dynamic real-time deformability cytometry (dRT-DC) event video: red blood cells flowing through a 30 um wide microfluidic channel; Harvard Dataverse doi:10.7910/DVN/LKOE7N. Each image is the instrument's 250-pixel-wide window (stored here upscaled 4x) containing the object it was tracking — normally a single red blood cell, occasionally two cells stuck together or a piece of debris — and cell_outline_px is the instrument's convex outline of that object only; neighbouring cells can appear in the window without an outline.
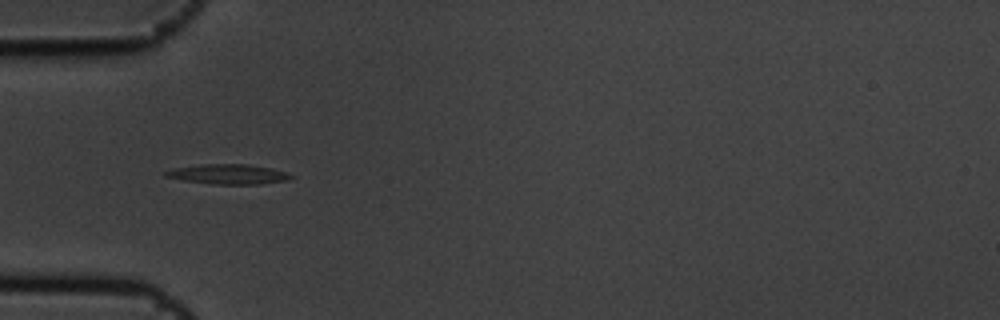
{"species": "common noctule bat (a hibernating species)", "species_latin": "Nyctalus noctula", "temperature_condition": "cold", "stored_images_in_passage": 4, "camera_frame_rate_fps": 3000, "um_per_image_px": 0.085, "animal": {"sex": "male", "body_mass_g": 19.5, "forearm_length_mm": 54.6}, "frame": {"image": 1, "passage_image": 2, "time_ms": 0.333, "image_size_px": [1000, 320], "cell_outline_px": [[292, 176], [284, 180], [260, 184], [212, 184], [184, 180], [164, 176], [164, 172], [172, 168], [200, 164], [248, 164], [272, 168], [288, 172]], "centroid_in_image_um": [19.36, 14.79], "position_along_channel_um": 65.6, "area_um2": 14.45}}
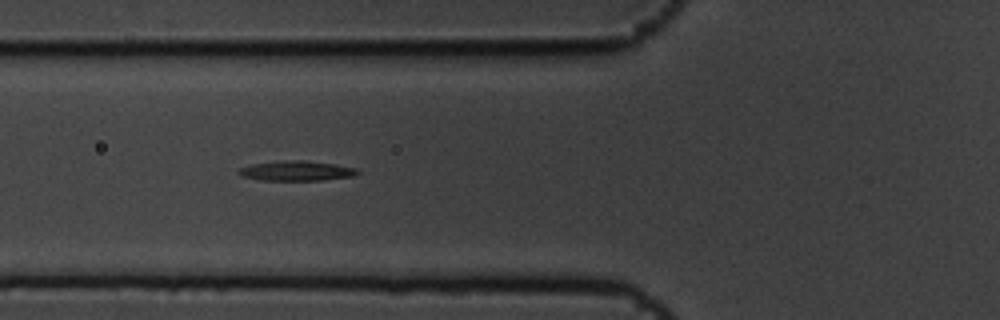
{"frame": {"image": 2, "passage_image": 3, "time_ms": 0.667, "image_size_px": [1000, 320], "cell_outline_px": [[360, 172], [352, 176], [324, 180], [260, 180], [244, 176], [236, 172], [240, 168], [252, 164], [284, 160], [308, 160], [336, 164], [356, 168]], "centroid_in_image_um": [25.22, 14.51], "position_along_channel_um": 100.6, "area_um2": 13.76}}
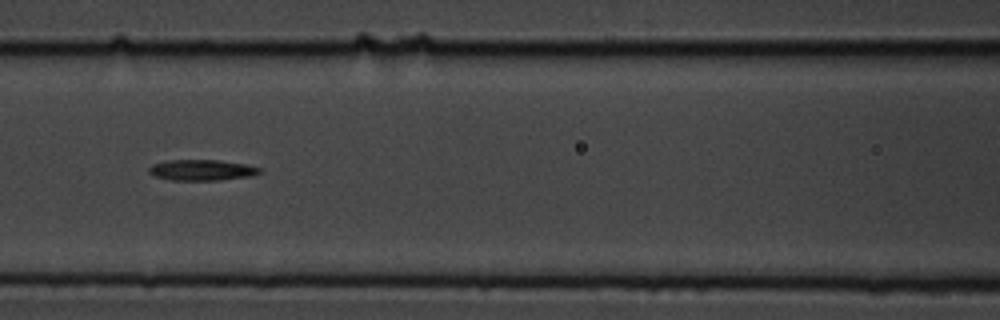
{"frame": {"image": 3, "passage_image": 4, "time_ms": 1.0, "image_size_px": [1000, 320], "cell_outline_px": [[260, 172], [252, 176], [220, 180], [172, 180], [156, 176], [148, 172], [148, 168], [152, 164], [168, 160], [216, 160], [244, 164], [260, 168]], "centroid_in_image_um": [17.13, 14.45], "position_along_channel_um": 149.5, "area_um2": 13.29}}